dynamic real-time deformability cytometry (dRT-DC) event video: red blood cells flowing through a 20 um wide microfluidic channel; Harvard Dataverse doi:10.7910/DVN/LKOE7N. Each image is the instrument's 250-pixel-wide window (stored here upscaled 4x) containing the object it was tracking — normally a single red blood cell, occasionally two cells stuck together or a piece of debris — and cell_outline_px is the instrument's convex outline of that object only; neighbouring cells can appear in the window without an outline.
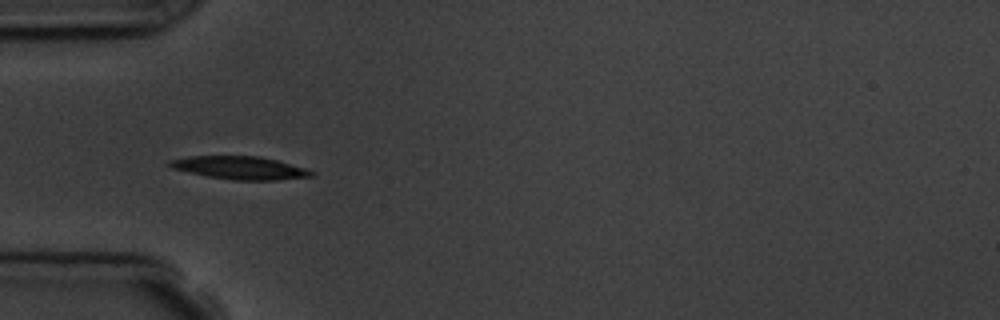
{"species": "common noctule bat (a hibernating species)", "species_latin": "Nyctalus noctula", "temperature_condition": "room temperature", "stored_images_in_passage": 4, "camera_frame_rate_fps": 3000, "um_per_image_px": 0.085, "animal": {"sex": "male", "body_mass_g": 19.5, "forearm_length_mm": 54.6}, "frame": {"image": 1, "passage_image": 3, "time_ms": 2.333, "image_size_px": [1000, 320], "cell_outline_px": [[316, 172], [312, 176], [276, 180], [236, 180], [208, 176], [172, 168], [164, 164], [168, 160], [188, 156], [260, 156], [276, 160], [304, 168]], "centroid_in_image_um": [20.35, 14.25], "position_along_channel_um": 64.7, "area_um2": 18.84}}